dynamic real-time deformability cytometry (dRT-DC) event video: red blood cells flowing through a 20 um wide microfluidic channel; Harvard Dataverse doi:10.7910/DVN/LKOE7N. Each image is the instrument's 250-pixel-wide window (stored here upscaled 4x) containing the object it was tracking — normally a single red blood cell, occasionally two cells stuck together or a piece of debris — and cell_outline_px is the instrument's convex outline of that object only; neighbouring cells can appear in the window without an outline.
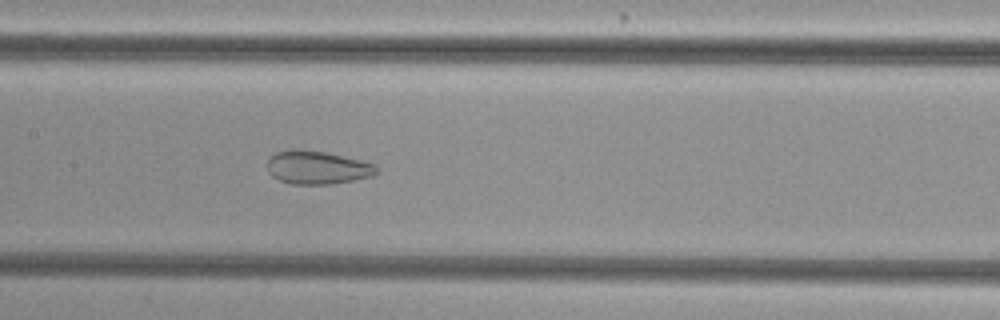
{"species": "common noctule bat (a hibernating species)", "species_latin": "Nyctalus noctula", "temperature_condition": "cold", "stored_images_in_passage": 44, "camera_frame_rate_fps": 3000, "um_per_image_px": 0.085, "animal": {"sex": "female", "body_mass_g": 29.2, "forearm_length_mm": 56.3}, "frame": {"image": 1, "passage_image": 16, "time_ms": 5.0, "image_size_px": [1000, 320], "cell_outline_px": [[380, 172], [372, 176], [352, 180], [328, 184], [292, 184], [280, 180], [272, 176], [268, 172], [268, 156], [276, 152], [288, 148], [300, 148], [324, 152], [364, 160], [376, 164], [380, 168]], "centroid_in_image_um": [26.98, 14.21], "position_along_channel_um": 180.4, "area_um2": 21.62}}
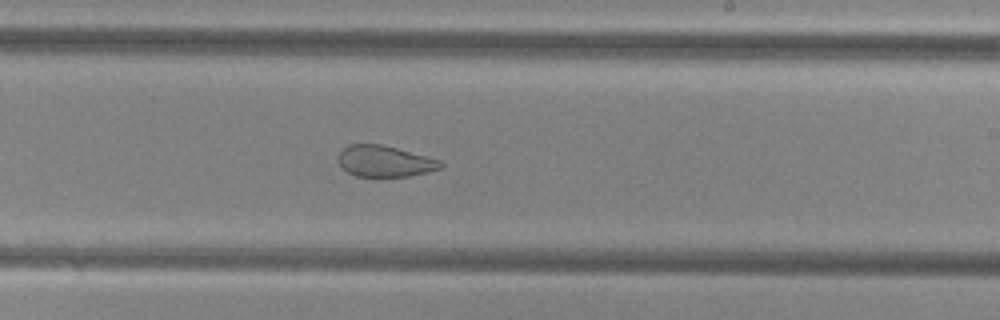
{"frame": {"image": 2, "passage_image": 22, "time_ms": 7.0, "image_size_px": [1000, 320], "cell_outline_px": [[444, 168], [428, 172], [408, 176], [380, 180], [376, 180], [356, 176], [340, 168], [336, 160], [336, 156], [340, 148], [348, 144], [380, 144], [396, 148], [440, 160], [444, 164]], "centroid_in_image_um": [32.62, 13.75], "position_along_channel_um": 256.4, "area_um2": 19.71}}
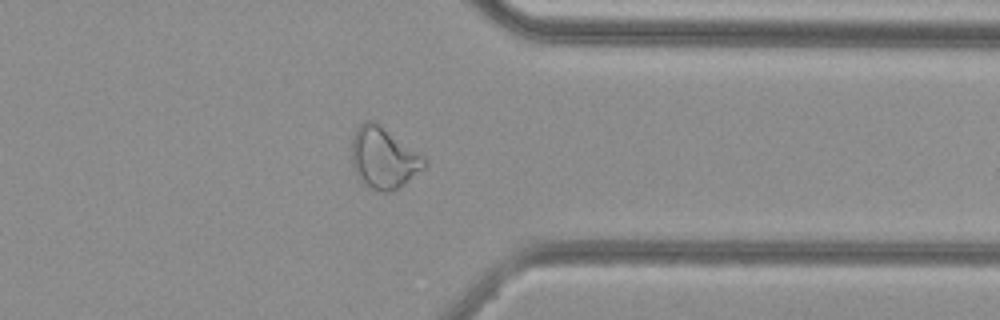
{"frame": {"image": 3, "passage_image": 32, "time_ms": 10.333, "image_size_px": [1000, 320], "cell_outline_px": [[428, 164], [424, 168], [404, 184], [392, 192], [380, 192], [364, 184], [356, 176], [352, 164], [352, 136], [356, 128], [364, 120], [376, 120], [424, 156], [428, 160]], "centroid_in_image_um": [32.61, 13.4], "position_along_channel_um": 378.8, "area_um2": 26.41}, "authors_computed_cell_mechanics": {"area_um2": 26.2412, "velocity_mm_per_s": 3.8046, "shape_relaxation_time_tau1_ms": null, "shape_relaxation_time_tau2_ms": 1.5322, "deformation_change_tau1": null, "deformation_change_tau2": 0.0871}}